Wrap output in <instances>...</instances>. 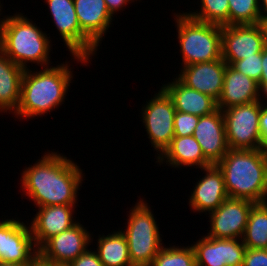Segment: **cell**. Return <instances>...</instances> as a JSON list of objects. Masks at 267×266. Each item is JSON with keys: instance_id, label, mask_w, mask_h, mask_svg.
I'll list each match as a JSON object with an SVG mask.
<instances>
[{"instance_id": "cell-12", "label": "cell", "mask_w": 267, "mask_h": 266, "mask_svg": "<svg viewBox=\"0 0 267 266\" xmlns=\"http://www.w3.org/2000/svg\"><path fill=\"white\" fill-rule=\"evenodd\" d=\"M254 204L249 200L228 197L216 210L209 213L210 230L206 236L242 239Z\"/></svg>"}, {"instance_id": "cell-23", "label": "cell", "mask_w": 267, "mask_h": 266, "mask_svg": "<svg viewBox=\"0 0 267 266\" xmlns=\"http://www.w3.org/2000/svg\"><path fill=\"white\" fill-rule=\"evenodd\" d=\"M23 73L24 69L0 50V113L16 112L20 102Z\"/></svg>"}, {"instance_id": "cell-40", "label": "cell", "mask_w": 267, "mask_h": 266, "mask_svg": "<svg viewBox=\"0 0 267 266\" xmlns=\"http://www.w3.org/2000/svg\"><path fill=\"white\" fill-rule=\"evenodd\" d=\"M33 263L24 264H12V263H0V266H31Z\"/></svg>"}, {"instance_id": "cell-9", "label": "cell", "mask_w": 267, "mask_h": 266, "mask_svg": "<svg viewBox=\"0 0 267 266\" xmlns=\"http://www.w3.org/2000/svg\"><path fill=\"white\" fill-rule=\"evenodd\" d=\"M264 104L255 101L222 111L229 149L254 150L263 148L259 117Z\"/></svg>"}, {"instance_id": "cell-5", "label": "cell", "mask_w": 267, "mask_h": 266, "mask_svg": "<svg viewBox=\"0 0 267 266\" xmlns=\"http://www.w3.org/2000/svg\"><path fill=\"white\" fill-rule=\"evenodd\" d=\"M182 67L222 58V26L197 21L186 12L173 14Z\"/></svg>"}, {"instance_id": "cell-28", "label": "cell", "mask_w": 267, "mask_h": 266, "mask_svg": "<svg viewBox=\"0 0 267 266\" xmlns=\"http://www.w3.org/2000/svg\"><path fill=\"white\" fill-rule=\"evenodd\" d=\"M228 25H254L261 20L259 0H228Z\"/></svg>"}, {"instance_id": "cell-6", "label": "cell", "mask_w": 267, "mask_h": 266, "mask_svg": "<svg viewBox=\"0 0 267 266\" xmlns=\"http://www.w3.org/2000/svg\"><path fill=\"white\" fill-rule=\"evenodd\" d=\"M137 201L130 208L127 226L121 232L127 240L132 266H151L163 247V237L149 203L144 198Z\"/></svg>"}, {"instance_id": "cell-17", "label": "cell", "mask_w": 267, "mask_h": 266, "mask_svg": "<svg viewBox=\"0 0 267 266\" xmlns=\"http://www.w3.org/2000/svg\"><path fill=\"white\" fill-rule=\"evenodd\" d=\"M76 207V205L38 207V212L29 224L38 249L48 239L71 228L78 222L74 215Z\"/></svg>"}, {"instance_id": "cell-22", "label": "cell", "mask_w": 267, "mask_h": 266, "mask_svg": "<svg viewBox=\"0 0 267 266\" xmlns=\"http://www.w3.org/2000/svg\"><path fill=\"white\" fill-rule=\"evenodd\" d=\"M172 80V82L162 84V87L172 98L176 111L201 117L218 109L215 99L187 87L177 77Z\"/></svg>"}, {"instance_id": "cell-32", "label": "cell", "mask_w": 267, "mask_h": 266, "mask_svg": "<svg viewBox=\"0 0 267 266\" xmlns=\"http://www.w3.org/2000/svg\"><path fill=\"white\" fill-rule=\"evenodd\" d=\"M257 93L258 101L267 105V46H265L262 51V74L260 81L258 82ZM262 97L266 100L265 103L264 99H261Z\"/></svg>"}, {"instance_id": "cell-14", "label": "cell", "mask_w": 267, "mask_h": 266, "mask_svg": "<svg viewBox=\"0 0 267 266\" xmlns=\"http://www.w3.org/2000/svg\"><path fill=\"white\" fill-rule=\"evenodd\" d=\"M196 266H242L247 250L242 239L202 236L192 245Z\"/></svg>"}, {"instance_id": "cell-37", "label": "cell", "mask_w": 267, "mask_h": 266, "mask_svg": "<svg viewBox=\"0 0 267 266\" xmlns=\"http://www.w3.org/2000/svg\"><path fill=\"white\" fill-rule=\"evenodd\" d=\"M259 9L261 18L267 17V0H259Z\"/></svg>"}, {"instance_id": "cell-19", "label": "cell", "mask_w": 267, "mask_h": 266, "mask_svg": "<svg viewBox=\"0 0 267 266\" xmlns=\"http://www.w3.org/2000/svg\"><path fill=\"white\" fill-rule=\"evenodd\" d=\"M74 7L81 31L99 47L114 21L105 0H74Z\"/></svg>"}, {"instance_id": "cell-10", "label": "cell", "mask_w": 267, "mask_h": 266, "mask_svg": "<svg viewBox=\"0 0 267 266\" xmlns=\"http://www.w3.org/2000/svg\"><path fill=\"white\" fill-rule=\"evenodd\" d=\"M29 224L20 219L0 220V263H34L39 258Z\"/></svg>"}, {"instance_id": "cell-24", "label": "cell", "mask_w": 267, "mask_h": 266, "mask_svg": "<svg viewBox=\"0 0 267 266\" xmlns=\"http://www.w3.org/2000/svg\"><path fill=\"white\" fill-rule=\"evenodd\" d=\"M94 250L104 266H132L125 235L118 229L99 235Z\"/></svg>"}, {"instance_id": "cell-38", "label": "cell", "mask_w": 267, "mask_h": 266, "mask_svg": "<svg viewBox=\"0 0 267 266\" xmlns=\"http://www.w3.org/2000/svg\"><path fill=\"white\" fill-rule=\"evenodd\" d=\"M259 24L262 27V30H263V33H264L265 44L267 46V17L266 18H261Z\"/></svg>"}, {"instance_id": "cell-20", "label": "cell", "mask_w": 267, "mask_h": 266, "mask_svg": "<svg viewBox=\"0 0 267 266\" xmlns=\"http://www.w3.org/2000/svg\"><path fill=\"white\" fill-rule=\"evenodd\" d=\"M156 163L170 165L171 168L194 167L205 168L211 164L205 159L204 153L198 141L193 135L175 136L169 147L159 158H155ZM187 166V167H186Z\"/></svg>"}, {"instance_id": "cell-2", "label": "cell", "mask_w": 267, "mask_h": 266, "mask_svg": "<svg viewBox=\"0 0 267 266\" xmlns=\"http://www.w3.org/2000/svg\"><path fill=\"white\" fill-rule=\"evenodd\" d=\"M69 62L45 67L40 71L25 69L19 106L13 114L17 119H35L60 107L73 79ZM72 70V71H71ZM19 117V118H18Z\"/></svg>"}, {"instance_id": "cell-13", "label": "cell", "mask_w": 267, "mask_h": 266, "mask_svg": "<svg viewBox=\"0 0 267 266\" xmlns=\"http://www.w3.org/2000/svg\"><path fill=\"white\" fill-rule=\"evenodd\" d=\"M266 46L260 24L222 26V59L229 65L262 53Z\"/></svg>"}, {"instance_id": "cell-26", "label": "cell", "mask_w": 267, "mask_h": 266, "mask_svg": "<svg viewBox=\"0 0 267 266\" xmlns=\"http://www.w3.org/2000/svg\"><path fill=\"white\" fill-rule=\"evenodd\" d=\"M199 4L200 9L198 11L186 12L191 18L220 26L228 25V0H200Z\"/></svg>"}, {"instance_id": "cell-18", "label": "cell", "mask_w": 267, "mask_h": 266, "mask_svg": "<svg viewBox=\"0 0 267 266\" xmlns=\"http://www.w3.org/2000/svg\"><path fill=\"white\" fill-rule=\"evenodd\" d=\"M205 174L195 183L189 197L191 210L205 215L216 210L229 196L225 189L224 176L217 165L202 168Z\"/></svg>"}, {"instance_id": "cell-36", "label": "cell", "mask_w": 267, "mask_h": 266, "mask_svg": "<svg viewBox=\"0 0 267 266\" xmlns=\"http://www.w3.org/2000/svg\"><path fill=\"white\" fill-rule=\"evenodd\" d=\"M2 4H1V1H0V16L2 15L1 12H2ZM3 18L0 19V49L2 47V43H3V35H4V26H5V22H6V19H7V15L6 16H1Z\"/></svg>"}, {"instance_id": "cell-16", "label": "cell", "mask_w": 267, "mask_h": 266, "mask_svg": "<svg viewBox=\"0 0 267 266\" xmlns=\"http://www.w3.org/2000/svg\"><path fill=\"white\" fill-rule=\"evenodd\" d=\"M227 63L221 58L181 67L176 76L187 87L204 93L217 102L221 96Z\"/></svg>"}, {"instance_id": "cell-7", "label": "cell", "mask_w": 267, "mask_h": 266, "mask_svg": "<svg viewBox=\"0 0 267 266\" xmlns=\"http://www.w3.org/2000/svg\"><path fill=\"white\" fill-rule=\"evenodd\" d=\"M50 17L57 28L60 37L70 51V56L81 65L87 66L92 56H95L98 47L81 31L74 0H45Z\"/></svg>"}, {"instance_id": "cell-41", "label": "cell", "mask_w": 267, "mask_h": 266, "mask_svg": "<svg viewBox=\"0 0 267 266\" xmlns=\"http://www.w3.org/2000/svg\"><path fill=\"white\" fill-rule=\"evenodd\" d=\"M264 203L267 205V196H266V198H265V201H264Z\"/></svg>"}, {"instance_id": "cell-35", "label": "cell", "mask_w": 267, "mask_h": 266, "mask_svg": "<svg viewBox=\"0 0 267 266\" xmlns=\"http://www.w3.org/2000/svg\"><path fill=\"white\" fill-rule=\"evenodd\" d=\"M134 1L135 0H105V3H106L108 11L114 17V14L115 13L117 14V11L121 12L122 9L126 8L125 5H128Z\"/></svg>"}, {"instance_id": "cell-8", "label": "cell", "mask_w": 267, "mask_h": 266, "mask_svg": "<svg viewBox=\"0 0 267 266\" xmlns=\"http://www.w3.org/2000/svg\"><path fill=\"white\" fill-rule=\"evenodd\" d=\"M174 102L166 90L161 86L158 93L146 101L141 109L142 123L147 132L149 142L159 158L169 147L174 136Z\"/></svg>"}, {"instance_id": "cell-30", "label": "cell", "mask_w": 267, "mask_h": 266, "mask_svg": "<svg viewBox=\"0 0 267 266\" xmlns=\"http://www.w3.org/2000/svg\"><path fill=\"white\" fill-rule=\"evenodd\" d=\"M199 116L188 113L175 112L174 115V136H189L198 124Z\"/></svg>"}, {"instance_id": "cell-25", "label": "cell", "mask_w": 267, "mask_h": 266, "mask_svg": "<svg viewBox=\"0 0 267 266\" xmlns=\"http://www.w3.org/2000/svg\"><path fill=\"white\" fill-rule=\"evenodd\" d=\"M246 248L267 249V205L255 203L248 215L242 238Z\"/></svg>"}, {"instance_id": "cell-34", "label": "cell", "mask_w": 267, "mask_h": 266, "mask_svg": "<svg viewBox=\"0 0 267 266\" xmlns=\"http://www.w3.org/2000/svg\"><path fill=\"white\" fill-rule=\"evenodd\" d=\"M259 127L263 149L267 151V105H264L261 108V113L259 117Z\"/></svg>"}, {"instance_id": "cell-27", "label": "cell", "mask_w": 267, "mask_h": 266, "mask_svg": "<svg viewBox=\"0 0 267 266\" xmlns=\"http://www.w3.org/2000/svg\"><path fill=\"white\" fill-rule=\"evenodd\" d=\"M190 245H163L151 266H196L195 252L192 244Z\"/></svg>"}, {"instance_id": "cell-4", "label": "cell", "mask_w": 267, "mask_h": 266, "mask_svg": "<svg viewBox=\"0 0 267 266\" xmlns=\"http://www.w3.org/2000/svg\"><path fill=\"white\" fill-rule=\"evenodd\" d=\"M52 46L50 36L23 13L7 15L0 50L13 63L24 70L30 67V63H36L41 68L50 67Z\"/></svg>"}, {"instance_id": "cell-33", "label": "cell", "mask_w": 267, "mask_h": 266, "mask_svg": "<svg viewBox=\"0 0 267 266\" xmlns=\"http://www.w3.org/2000/svg\"><path fill=\"white\" fill-rule=\"evenodd\" d=\"M68 266H104L95 251L87 249Z\"/></svg>"}, {"instance_id": "cell-29", "label": "cell", "mask_w": 267, "mask_h": 266, "mask_svg": "<svg viewBox=\"0 0 267 266\" xmlns=\"http://www.w3.org/2000/svg\"><path fill=\"white\" fill-rule=\"evenodd\" d=\"M231 66L247 77L259 82L262 74V53L235 61Z\"/></svg>"}, {"instance_id": "cell-11", "label": "cell", "mask_w": 267, "mask_h": 266, "mask_svg": "<svg viewBox=\"0 0 267 266\" xmlns=\"http://www.w3.org/2000/svg\"><path fill=\"white\" fill-rule=\"evenodd\" d=\"M79 222L48 239L39 248V259L55 266H68L93 242V235ZM89 245V246H88Z\"/></svg>"}, {"instance_id": "cell-15", "label": "cell", "mask_w": 267, "mask_h": 266, "mask_svg": "<svg viewBox=\"0 0 267 266\" xmlns=\"http://www.w3.org/2000/svg\"><path fill=\"white\" fill-rule=\"evenodd\" d=\"M193 136L200 144L205 159L211 165H217L229 151L225 121L219 108L199 118Z\"/></svg>"}, {"instance_id": "cell-1", "label": "cell", "mask_w": 267, "mask_h": 266, "mask_svg": "<svg viewBox=\"0 0 267 266\" xmlns=\"http://www.w3.org/2000/svg\"><path fill=\"white\" fill-rule=\"evenodd\" d=\"M83 169L76 162L48 151L21 174V190L35 208L54 205H77ZM29 197V198H28Z\"/></svg>"}, {"instance_id": "cell-39", "label": "cell", "mask_w": 267, "mask_h": 266, "mask_svg": "<svg viewBox=\"0 0 267 266\" xmlns=\"http://www.w3.org/2000/svg\"><path fill=\"white\" fill-rule=\"evenodd\" d=\"M31 266H55V265L45 263L38 258Z\"/></svg>"}, {"instance_id": "cell-31", "label": "cell", "mask_w": 267, "mask_h": 266, "mask_svg": "<svg viewBox=\"0 0 267 266\" xmlns=\"http://www.w3.org/2000/svg\"><path fill=\"white\" fill-rule=\"evenodd\" d=\"M242 266H267V249L247 248Z\"/></svg>"}, {"instance_id": "cell-21", "label": "cell", "mask_w": 267, "mask_h": 266, "mask_svg": "<svg viewBox=\"0 0 267 266\" xmlns=\"http://www.w3.org/2000/svg\"><path fill=\"white\" fill-rule=\"evenodd\" d=\"M258 82L227 64L218 108L224 109L258 101Z\"/></svg>"}, {"instance_id": "cell-3", "label": "cell", "mask_w": 267, "mask_h": 266, "mask_svg": "<svg viewBox=\"0 0 267 266\" xmlns=\"http://www.w3.org/2000/svg\"><path fill=\"white\" fill-rule=\"evenodd\" d=\"M230 198L264 203L267 196V151L229 149L217 164Z\"/></svg>"}]
</instances>
